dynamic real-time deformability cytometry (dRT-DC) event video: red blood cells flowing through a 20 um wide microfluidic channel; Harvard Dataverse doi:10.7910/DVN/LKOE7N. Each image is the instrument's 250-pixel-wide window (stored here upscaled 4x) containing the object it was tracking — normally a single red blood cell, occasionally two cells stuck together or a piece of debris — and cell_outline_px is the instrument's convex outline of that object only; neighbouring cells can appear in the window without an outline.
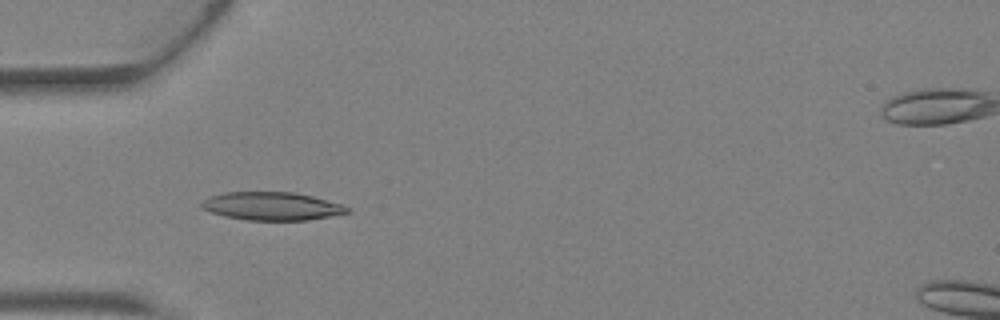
{"species": "Egyptian fruit bat (a non-hibernating species)", "species_latin": "Rousettus aegyptiacus", "temperature_condition": "warm", "stored_images_in_passage": 30, "camera_frame_rate_fps": 3000, "um_per_image_px": 0.085, "animal": {"sex": "female"}, "frame": {"image": 1, "passage_image": 1, "time_ms": 0.0, "image_size_px": [1000, 320], "cell_outline_px": [[352, 212], [308, 220], [248, 220], [224, 216], [212, 212], [204, 208], [200, 204], [208, 196], [224, 192], [296, 192], [344, 204], [352, 208]], "centroid_in_image_um": [23.17, 17.51], "position_along_channel_um": 61.8, "area_um2": 24.04}}
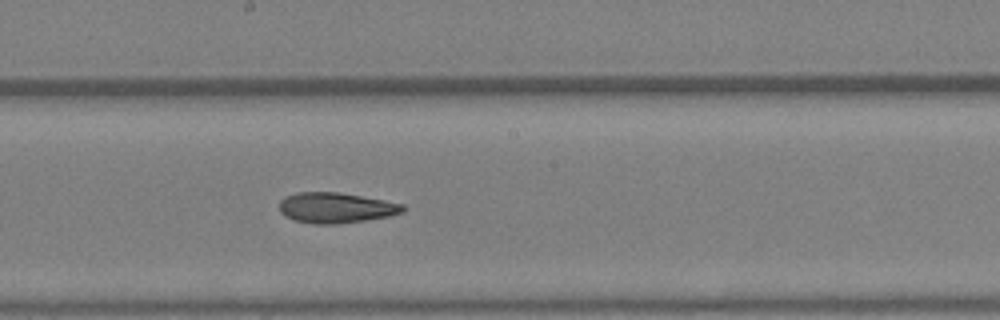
{"frame": {"image": 2, "passage_image": 11, "time_ms": 3.333, "image_size_px": [1000, 320], "cell_outline_px": [[408, 208], [404, 212], [388, 216], [364, 220], [336, 224], [312, 224], [292, 220], [284, 216], [280, 212], [280, 200], [284, 196], [296, 192], [340, 192], [384, 200], [404, 204]], "centroid_in_image_um": [28.53, 17.66], "position_along_channel_um": 219.7, "area_um2": 22.2}}
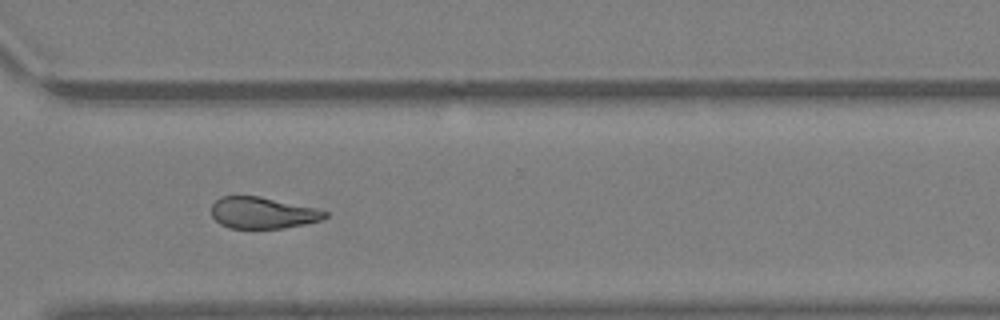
{"frame": {"image": 3, "passage_image": 19, "time_ms": 6.0, "image_size_px": [1000, 320], "cell_outline_px": [[328, 216], [320, 220], [304, 224], [284, 228], [228, 228], [220, 224], [212, 216], [212, 204], [220, 196], [260, 196], [316, 208], [328, 212]], "centroid_in_image_um": [22.32, 18.09], "position_along_channel_um": 348.3, "area_um2": 20.81}, "authors_computed_cell_mechanics": {"area_um2": 22.1952, "velocity_mm_per_s": 4.8173, "shape_relaxation_time_tau1_ms": null, "shape_relaxation_time_tau2_ms": 5.7535, "deformation_change_tau1": null, "deformation_change_tau2": 0.1586}}